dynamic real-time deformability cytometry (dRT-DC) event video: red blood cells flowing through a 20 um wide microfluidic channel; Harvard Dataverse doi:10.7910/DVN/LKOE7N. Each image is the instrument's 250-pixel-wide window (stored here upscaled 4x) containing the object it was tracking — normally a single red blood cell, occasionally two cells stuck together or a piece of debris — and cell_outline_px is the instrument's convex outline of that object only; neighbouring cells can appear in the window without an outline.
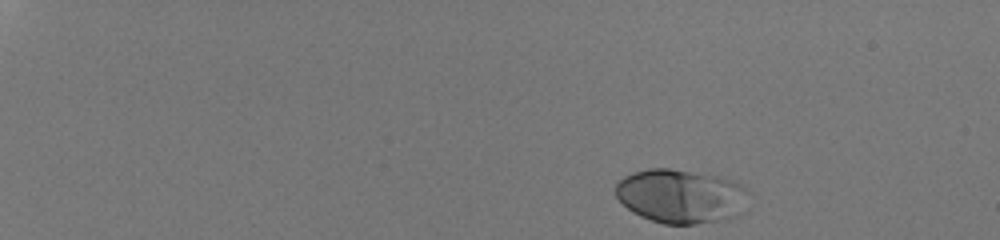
{"species": "human", "species_latin": "Homo sapiens", "temperature_condition": "room temperature", "stored_images_in_passage": 39, "camera_frame_rate_fps": 3000, "um_per_image_px": 0.085, "donor": {"sex": "male"}, "frame": {"image": 1, "passage_image": 1, "time_ms": 0.0, "image_size_px": [1000, 240], "cell_outline_px": [[748, 192], [744, 212], [740, 216], [696, 224], [664, 224], [640, 216], [632, 212], [616, 196], [616, 184], [624, 176], [632, 172], [648, 168], [668, 168], [716, 176], [732, 180], [740, 184]], "centroid_in_image_um": [57.88, 16.68], "position_along_channel_um": 27.1, "area_um2": 41.85}}
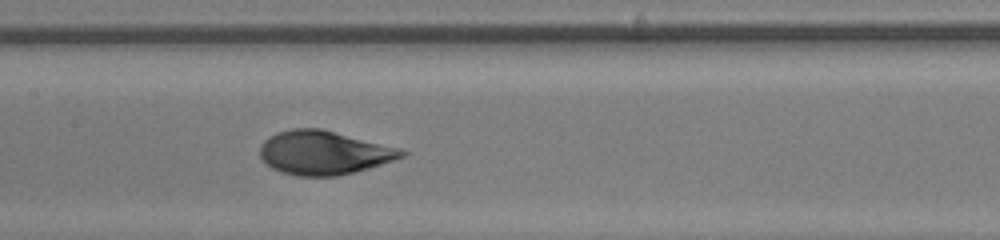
{"frame": {"image": 2, "passage_image": 23, "time_ms": 7.333, "image_size_px": [1000, 240], "cell_outline_px": [[408, 152], [404, 156], [368, 168], [336, 176], [296, 176], [280, 172], [272, 168], [260, 156], [260, 144], [268, 136], [276, 132], [292, 128], [320, 128], [400, 148]], "centroid_in_image_um": [27.48, 12.97], "position_along_channel_um": 179.9, "area_um2": 36.01}}
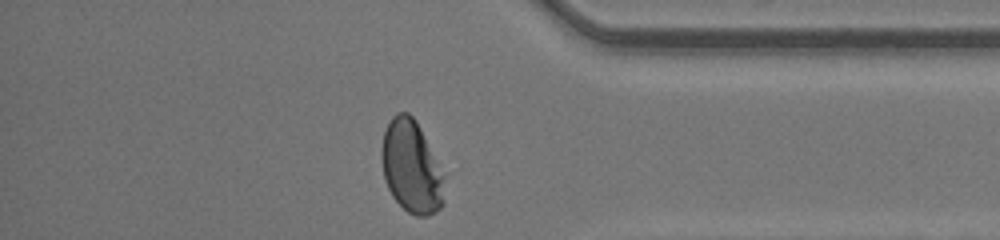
{"frame": {"image": 3, "passage_image": 39, "time_ms": 12.667, "image_size_px": [1000, 240], "cell_outline_px": [[444, 204], [440, 208], [428, 216], [416, 216], [408, 212], [392, 196], [384, 180], [380, 160], [380, 148], [384, 132], [392, 116], [396, 112], [408, 112], [416, 120], [444, 176]], "centroid_in_image_um": [34.94, 14.19], "position_along_channel_um": 400.3, "area_um2": 33.93}, "authors_computed_cell_mechanics": {"area_um2": 36.5874, "velocity_mm_per_s": 4.2501, "shape_relaxation_time_tau1_ms": 3.2284, "shape_relaxation_time_tau2_ms": null, "deformation_change_tau1": 0.1886, "deformation_change_tau2": null}}